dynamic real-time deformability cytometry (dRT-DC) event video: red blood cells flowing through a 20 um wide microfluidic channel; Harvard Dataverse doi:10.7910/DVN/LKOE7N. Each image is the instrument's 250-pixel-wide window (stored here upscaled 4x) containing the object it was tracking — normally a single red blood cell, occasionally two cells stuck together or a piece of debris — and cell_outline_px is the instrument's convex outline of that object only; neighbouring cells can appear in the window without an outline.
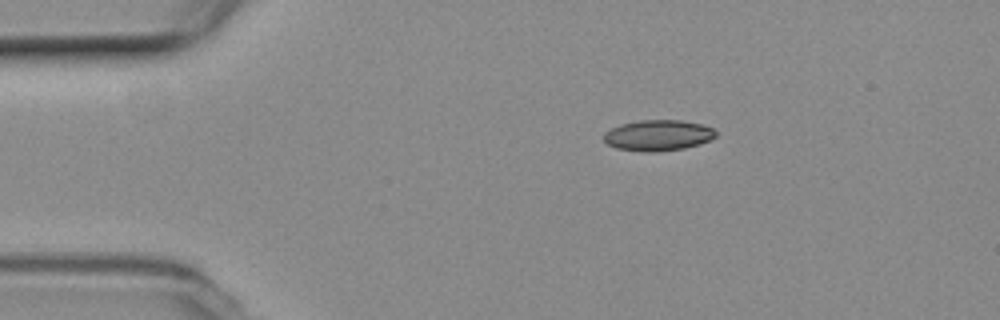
{"species": "common noctule bat (a hibernating species)", "species_latin": "Nyctalus noctula", "temperature_condition": "room temperature", "stored_images_in_passage": 32, "camera_frame_rate_fps": 3000, "um_per_image_px": 0.085, "animal": {"sex": "female", "body_mass_g": 19.3, "forearm_length_mm": 54.1}, "frame": {"image": 1, "passage_image": 1, "time_ms": 0.0, "image_size_px": [1000, 320], "cell_outline_px": [[716, 136], [700, 144], [684, 148], [656, 152], [644, 152], [616, 148], [608, 144], [604, 140], [604, 132], [620, 124], [640, 120], [680, 120], [704, 124], [712, 128], [716, 132]], "centroid_in_image_um": [55.93, 11.5], "position_along_channel_um": 29.1, "area_um2": 20.17}}
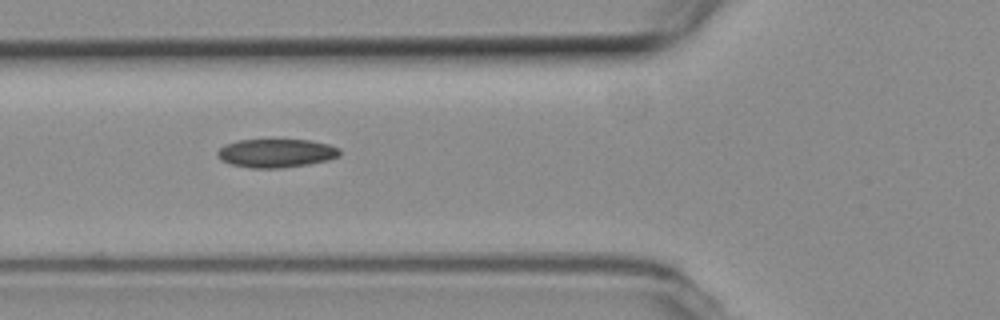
{"frame": {"image": 2, "passage_image": 11, "time_ms": 3.333, "image_size_px": [1000, 320], "cell_outline_px": [[340, 156], [328, 160], [308, 164], [280, 168], [252, 168], [232, 164], [216, 156], [216, 152], [224, 144], [236, 140], [312, 140], [328, 144], [340, 148]], "centroid_in_image_um": [23.49, 13.01], "position_along_channel_um": 102.3, "area_um2": 20.35}}
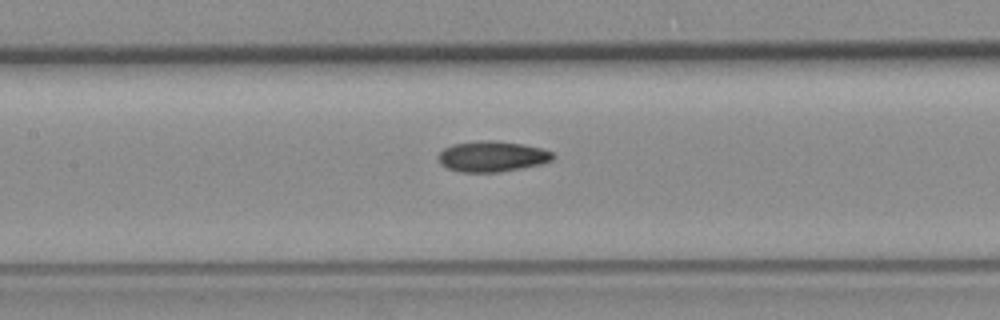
{"frame": {"image": 3, "passage_image": 16, "time_ms": 5.0, "image_size_px": [1000, 320], "cell_outline_px": [[556, 156], [552, 160], [540, 164], [500, 172], [460, 172], [448, 168], [440, 164], [440, 152], [444, 148], [452, 144], [480, 140], [496, 140], [524, 144], [540, 148], [552, 152]], "centroid_in_image_um": [41.84, 13.28], "position_along_channel_um": 165.6, "area_um2": 20.46}}